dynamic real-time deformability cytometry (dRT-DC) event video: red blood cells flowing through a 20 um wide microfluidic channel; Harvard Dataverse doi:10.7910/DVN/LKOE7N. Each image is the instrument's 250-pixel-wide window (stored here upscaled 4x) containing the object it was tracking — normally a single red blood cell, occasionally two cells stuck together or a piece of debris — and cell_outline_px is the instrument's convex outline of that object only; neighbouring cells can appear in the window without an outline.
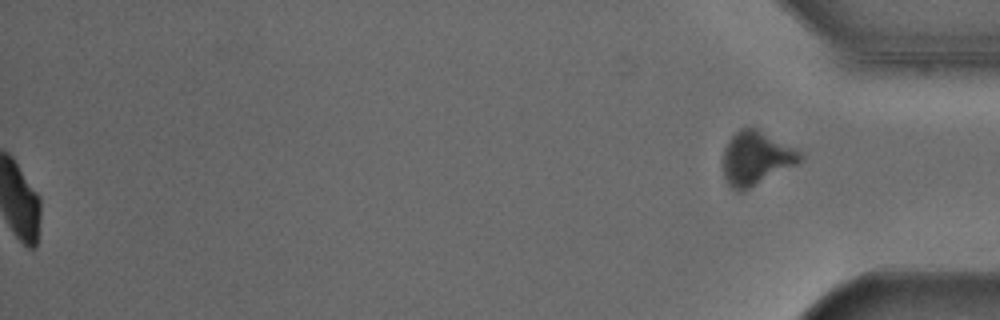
{"species": "Egyptian fruit bat (a non-hibernating species)", "species_latin": "Rousettus aegyptiacus", "temperature_condition": "cold", "stored_images_in_passage": 42, "segment_of_instrument_passage": [2, 2], "camera_frame_rate_fps": 3000, "um_per_image_px": 0.085, "animal": {"sex": "male"}, "frame": {"image": 1, "passage_image": 42, "time_ms": 13.667, "image_size_px": [1000, 320], "cell_outline_px": [[804, 160], [740, 192], [732, 188], [724, 180], [724, 148], [728, 140], [740, 128], [756, 128], [800, 148], [804, 156]], "centroid_in_image_um": [64.31, 13.41], "position_along_channel_um": 370.9, "area_um2": 24.16}}